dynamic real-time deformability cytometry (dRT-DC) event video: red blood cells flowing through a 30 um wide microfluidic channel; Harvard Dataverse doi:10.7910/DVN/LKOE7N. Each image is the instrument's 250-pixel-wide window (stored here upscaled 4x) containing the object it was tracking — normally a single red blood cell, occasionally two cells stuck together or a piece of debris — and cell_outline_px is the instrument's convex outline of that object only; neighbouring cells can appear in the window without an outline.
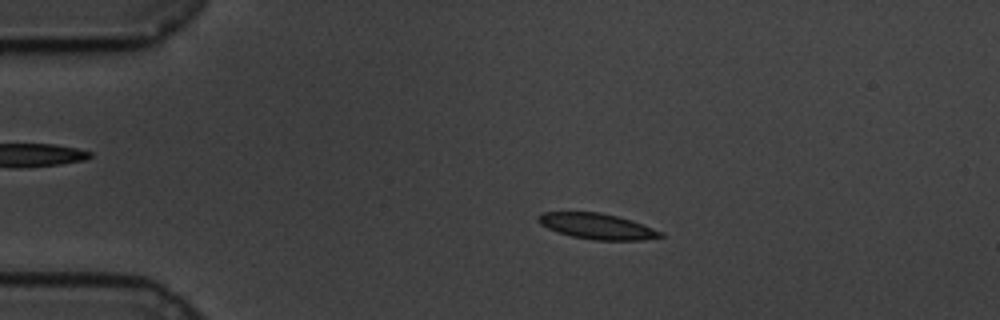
{"species": "common noctule bat (a hibernating species)", "species_latin": "Nyctalus noctula", "temperature_condition": "cold", "stored_images_in_passage": 59, "camera_frame_rate_fps": 3000, "um_per_image_px": 0.085, "animal": {"sex": "male", "body_mass_g": 19.5, "forearm_length_mm": 54.6}, "frame": {"image": 1, "passage_image": 12, "time_ms": 3.667, "image_size_px": [1000, 320], "cell_outline_px": [[664, 236], [644, 240], [592, 240], [572, 236], [548, 228], [540, 224], [536, 220], [536, 216], [544, 212], [600, 212], [620, 216], [632, 220], [664, 232]], "centroid_in_image_um": [50.78, 19.22], "position_along_channel_um": 34.2, "area_um2": 18.44}}
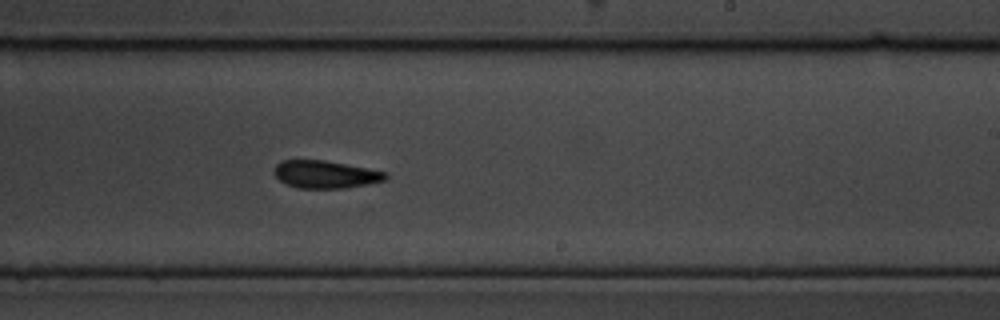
{"frame": {"image": 2, "passage_image": 36, "time_ms": 11.667, "image_size_px": [1000, 320], "cell_outline_px": [[388, 180], [368, 184], [344, 188], [300, 188], [288, 184], [280, 180], [272, 172], [276, 164], [280, 160], [324, 160], [368, 168], [388, 172]], "centroid_in_image_um": [27.69, 14.81], "position_along_channel_um": 261.3, "area_um2": 18.03}}
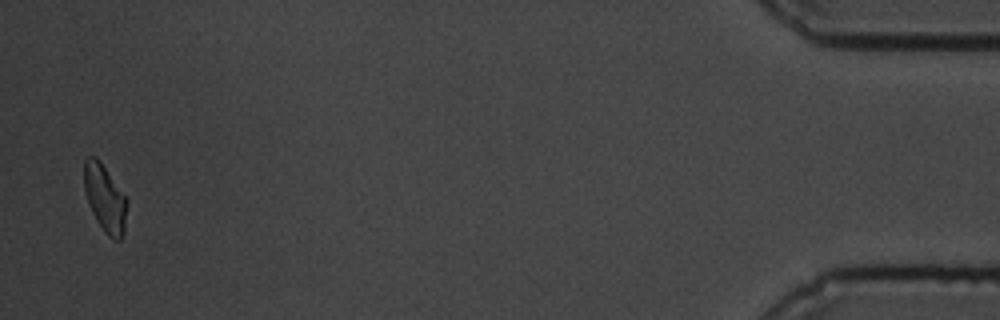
{"frame": {"image": 3, "passage_image": 58, "time_ms": 19.0, "image_size_px": [1000, 320], "cell_outline_px": [[128, 204], [124, 232], [120, 240], [116, 240], [108, 236], [104, 232], [96, 220], [88, 204], [84, 188], [84, 160], [88, 156], [96, 156], [100, 160], [128, 200]], "centroid_in_image_um": [8.92, 16.85], "position_along_channel_um": 426.3, "area_um2": 16.99}, "authors_computed_cell_mechanics": {"area_um2": 18.207, "velocity_mm_per_s": 3.3901, "shape_relaxation_time_tau1_ms": 5.9346, "shape_relaxation_time_tau2_ms": null, "deformation_change_tau1": 0.139, "deformation_change_tau2": null}}